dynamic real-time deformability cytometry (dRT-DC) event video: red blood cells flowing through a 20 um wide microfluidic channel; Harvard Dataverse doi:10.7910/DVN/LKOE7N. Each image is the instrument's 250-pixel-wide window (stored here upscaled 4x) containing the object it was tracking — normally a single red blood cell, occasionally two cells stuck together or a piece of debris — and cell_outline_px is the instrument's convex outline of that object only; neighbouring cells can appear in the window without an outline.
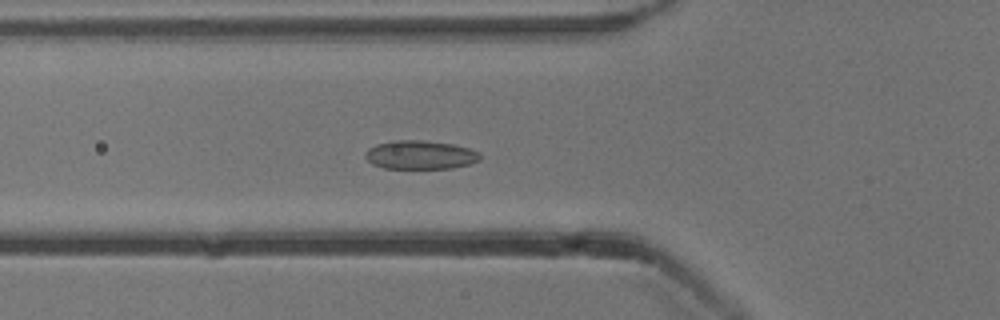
{"species": "common noctule bat (a hibernating species)", "species_latin": "Nyctalus noctula", "temperature_condition": "cold", "stored_images_in_passage": 55, "camera_frame_rate_fps": 3000, "um_per_image_px": 0.085, "animal": {"sex": "male", "body_mass_g": 13.3}, "frame": {"image": 1, "passage_image": 20, "time_ms": 6.333, "image_size_px": [1000, 320], "cell_outline_px": [[480, 160], [468, 164], [452, 168], [384, 168], [372, 164], [364, 156], [364, 152], [368, 148], [376, 144], [392, 140], [424, 140], [452, 144], [468, 148], [480, 152]], "centroid_in_image_um": [35.69, 13.15], "position_along_channel_um": 90.1, "area_um2": 19.25}}
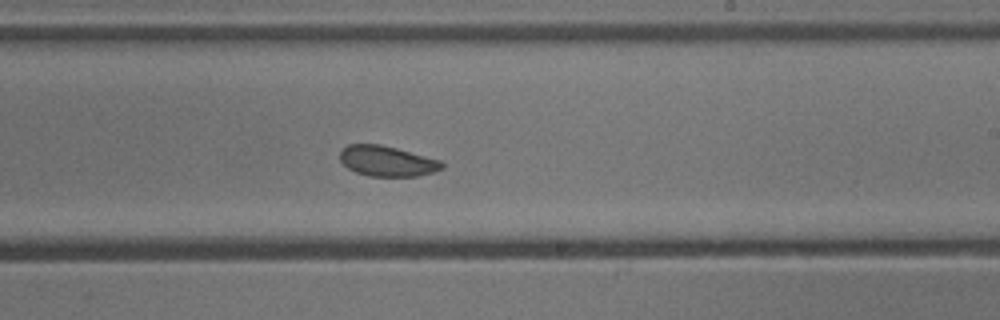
{"frame": {"image": 2, "passage_image": 33, "time_ms": 10.667, "image_size_px": [1000, 320], "cell_outline_px": [[444, 168], [432, 172], [416, 176], [368, 176], [356, 172], [348, 168], [340, 160], [340, 148], [348, 144], [380, 144], [396, 148], [440, 160], [444, 164]], "centroid_in_image_um": [32.87, 13.68], "position_along_channel_um": 256.1, "area_um2": 18.03}}
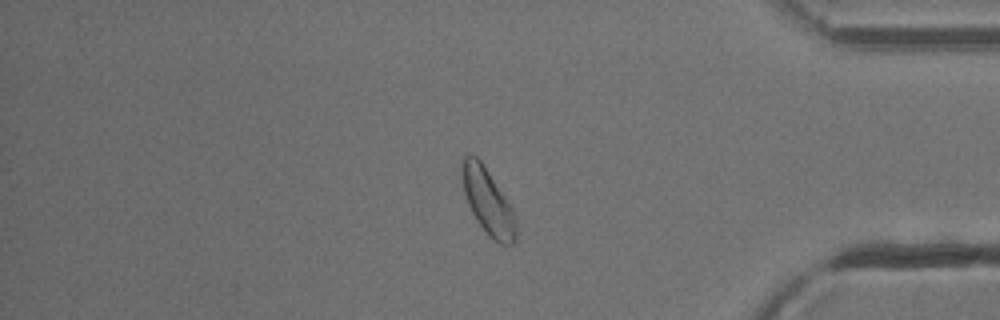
{"frame": {"image": 3, "passage_image": 46, "time_ms": 15.0, "image_size_px": [1000, 320], "cell_outline_px": [[516, 244], [500, 244], [492, 240], [488, 236], [476, 220], [468, 204], [464, 192], [460, 172], [460, 164], [464, 152], [468, 152], [476, 156], [484, 164], [512, 208], [516, 216]], "centroid_in_image_um": [41.44, 17.1], "position_along_channel_um": 393.8, "area_um2": 21.21}, "authors_computed_cell_mechanics": {"area_um2": 20.6346, "velocity_mm_per_s": 3.8288, "shape_relaxation_time_tau1_ms": 1.5096, "shape_relaxation_time_tau2_ms": 3.9414, "deformation_change_tau1": 0.0494, "deformation_change_tau2": 0.0778}}